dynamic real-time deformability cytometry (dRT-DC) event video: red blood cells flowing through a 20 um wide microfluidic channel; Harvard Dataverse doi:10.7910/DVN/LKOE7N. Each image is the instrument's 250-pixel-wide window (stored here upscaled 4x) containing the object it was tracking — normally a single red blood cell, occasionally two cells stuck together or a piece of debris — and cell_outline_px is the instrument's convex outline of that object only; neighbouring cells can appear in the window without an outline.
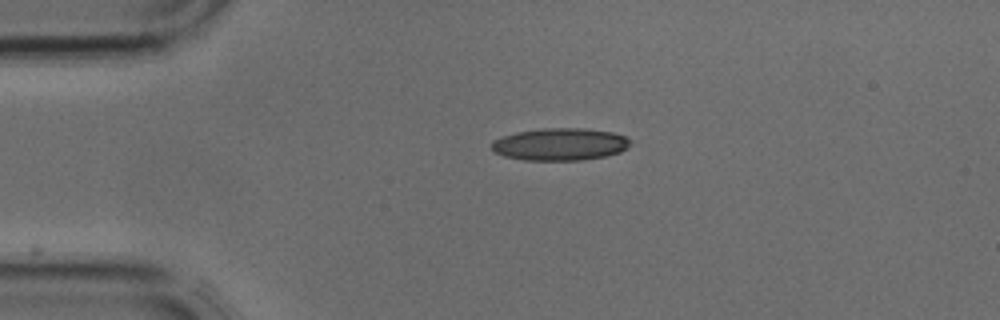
{"species": "common noctule bat (a hibernating species)", "species_latin": "Nyctalus noctula", "temperature_condition": "cold", "stored_images_in_passage": 1, "camera_frame_rate_fps": 3000, "um_per_image_px": 0.085, "animal": {"sex": "male", "body_mass_g": 17.9, "forearm_length_mm": 54.2}, "frame": {"image": 1, "passage_image": 1, "time_ms": 0.0, "image_size_px": [1000, 320], "cell_outline_px": [[628, 148], [620, 152], [604, 156], [580, 160], [524, 160], [504, 156], [492, 152], [492, 140], [516, 132], [540, 128], [584, 128], [612, 132], [624, 136], [628, 140]], "centroid_in_image_um": [47.56, 12.26], "position_along_channel_um": 37.4, "area_um2": 26.07}}